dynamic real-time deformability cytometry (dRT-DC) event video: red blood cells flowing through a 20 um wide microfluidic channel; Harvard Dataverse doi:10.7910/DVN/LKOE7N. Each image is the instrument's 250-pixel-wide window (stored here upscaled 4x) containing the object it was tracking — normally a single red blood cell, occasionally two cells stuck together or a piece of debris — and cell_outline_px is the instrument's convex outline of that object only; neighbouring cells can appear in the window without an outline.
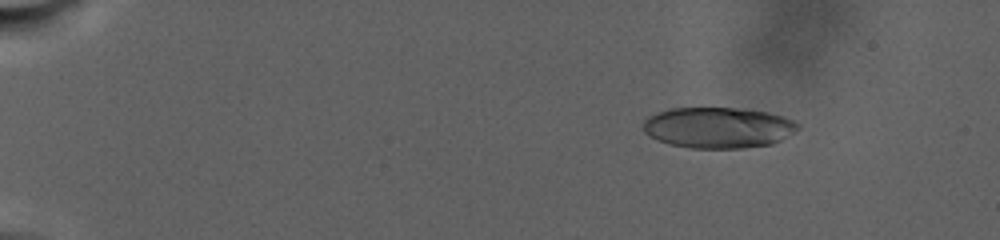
{"species": "human", "species_latin": "Homo sapiens", "temperature_condition": "warm", "stored_images_in_passage": 19, "camera_frame_rate_fps": 3000, "um_per_image_px": 0.085, "donor": {"sex": "male"}, "frame": {"image": 1, "passage_image": 8, "time_ms": 4.667, "image_size_px": [1000, 240], "cell_outline_px": [[800, 128], [780, 140], [772, 144], [740, 148], [692, 148], [668, 144], [644, 132], [644, 120], [648, 116], [656, 112], [672, 108], [736, 108], [768, 112], [792, 120], [800, 124]], "centroid_in_image_um": [61.04, 10.84], "position_along_channel_um": 24.0, "area_um2": 36.65}}
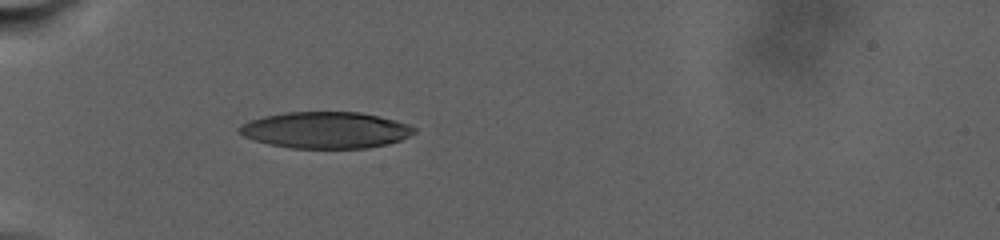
{"frame": {"image": 2, "passage_image": 15, "time_ms": 11.0, "image_size_px": [1000, 240], "cell_outline_px": [[416, 132], [400, 140], [388, 144], [368, 148], [292, 148], [268, 144], [244, 136], [236, 128], [240, 124], [248, 120], [264, 116], [288, 112], [360, 112], [380, 116], [396, 120], [408, 124], [416, 128]], "centroid_in_image_um": [27.68, 11.05], "position_along_channel_um": 57.3, "area_um2": 37.28}}
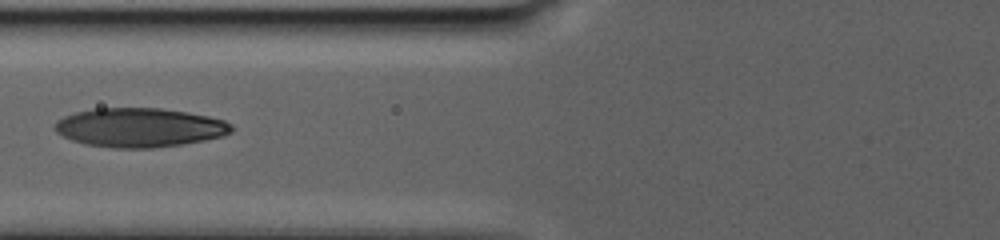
{"frame": {"image": 3, "passage_image": 18, "time_ms": 14.333, "image_size_px": [1000, 240], "cell_outline_px": [[232, 132], [224, 136], [204, 140], [180, 144], [152, 148], [112, 148], [84, 144], [72, 140], [56, 132], [52, 128], [56, 120], [64, 116], [76, 112], [96, 108], [160, 108], [188, 112], [208, 116], [224, 120], [232, 124]], "centroid_in_image_um": [11.84, 10.84], "position_along_channel_um": 114.0, "area_um2": 40.4}}